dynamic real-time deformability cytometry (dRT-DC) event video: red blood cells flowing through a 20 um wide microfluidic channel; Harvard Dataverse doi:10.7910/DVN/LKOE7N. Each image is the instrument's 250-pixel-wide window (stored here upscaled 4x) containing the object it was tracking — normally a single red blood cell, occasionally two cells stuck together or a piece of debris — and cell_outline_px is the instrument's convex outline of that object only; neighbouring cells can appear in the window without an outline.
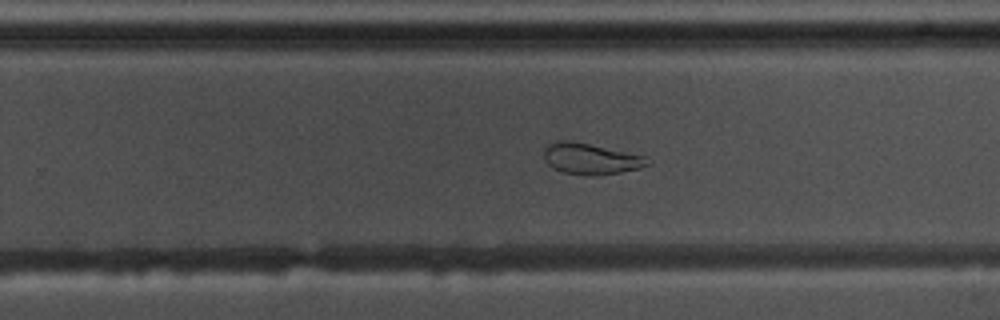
{"species": "common noctule bat (a hibernating species)", "species_latin": "Nyctalus noctula", "temperature_condition": "warm", "stored_images_in_passage": 59, "segment_of_instrument_passage": [1, 2], "camera_frame_rate_fps": 3000, "um_per_image_px": 0.085, "animal": {"sex": "male", "body_mass_g": 17.5, "forearm_length_mm": 52.3}, "frame": {"image": 1, "passage_image": 37, "time_ms": 12.0, "image_size_px": [1000, 320], "cell_outline_px": [[652, 164], [640, 168], [620, 172], [596, 176], [588, 176], [564, 172], [552, 168], [544, 160], [544, 148], [548, 144], [556, 140], [568, 140], [588, 144], [644, 156]], "centroid_in_image_um": [50.17, 13.51], "position_along_channel_um": 279.6, "area_um2": 18.67}}
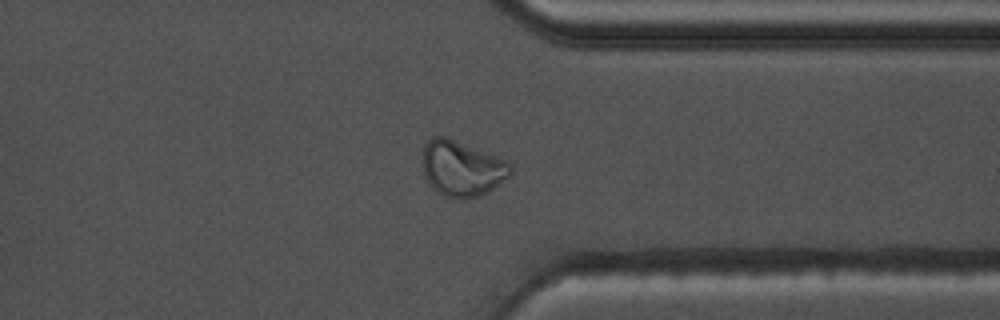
{"frame": {"image": 2, "passage_image": 45, "time_ms": 14.667, "image_size_px": [1000, 320], "cell_outline_px": [[512, 172], [508, 176], [488, 192], [480, 196], [468, 200], [444, 196], [432, 188], [420, 164], [424, 144], [432, 136], [444, 136], [508, 160], [512, 164]], "centroid_in_image_um": [39.24, 14.32], "position_along_channel_um": 372.2, "area_um2": 28.78}}
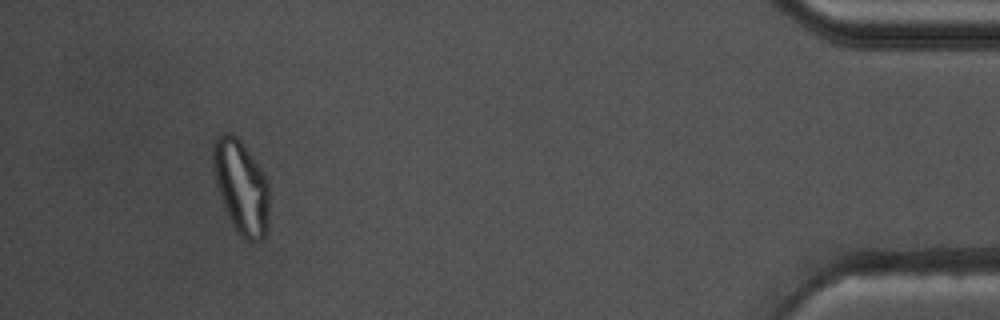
{"frame": {"image": 3, "passage_image": 54, "time_ms": 17.667, "image_size_px": [1000, 320], "cell_outline_px": [[268, 228], [264, 236], [260, 240], [248, 240], [240, 236], [236, 232], [228, 216], [220, 196], [216, 184], [212, 156], [212, 148], [220, 132], [228, 132], [236, 136], [240, 140], [260, 168], [268, 184]], "centroid_in_image_um": [20.49, 15.89], "position_along_channel_um": 414.7, "area_um2": 30.29}}